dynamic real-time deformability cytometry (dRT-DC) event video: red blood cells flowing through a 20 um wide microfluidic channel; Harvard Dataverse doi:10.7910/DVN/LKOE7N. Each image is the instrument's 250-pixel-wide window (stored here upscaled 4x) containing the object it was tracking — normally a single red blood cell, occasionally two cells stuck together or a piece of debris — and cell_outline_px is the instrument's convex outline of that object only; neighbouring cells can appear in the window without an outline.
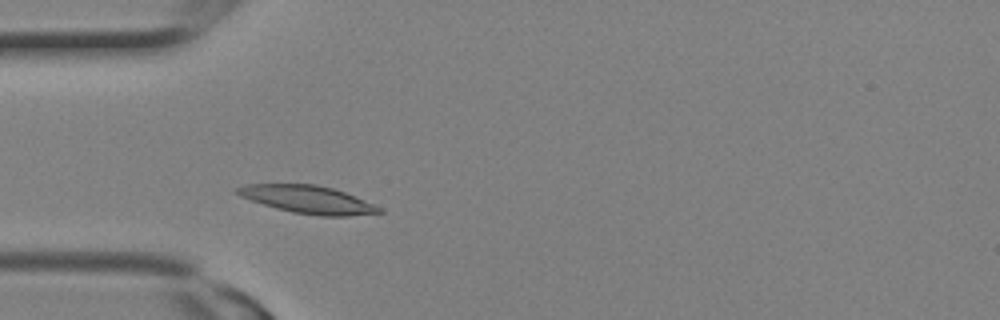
{"species": "Egyptian fruit bat (a non-hibernating species)", "species_latin": "Rousettus aegyptiacus", "temperature_condition": "room temperature", "stored_images_in_passage": 2, "camera_frame_rate_fps": 3000, "um_per_image_px": 0.085, "animal": {"sex": "female"}, "frame": {"image": 1, "passage_image": 2, "time_ms": 0.333, "image_size_px": [1000, 320], "cell_outline_px": [[384, 212], [348, 216], [320, 216], [292, 212], [276, 208], [240, 196], [232, 192], [236, 188], [244, 184], [316, 184], [332, 188], [344, 192], [372, 204], [380, 208]], "centroid_in_image_um": [26.11, 16.95], "position_along_channel_um": 58.9, "area_um2": 22.72}}